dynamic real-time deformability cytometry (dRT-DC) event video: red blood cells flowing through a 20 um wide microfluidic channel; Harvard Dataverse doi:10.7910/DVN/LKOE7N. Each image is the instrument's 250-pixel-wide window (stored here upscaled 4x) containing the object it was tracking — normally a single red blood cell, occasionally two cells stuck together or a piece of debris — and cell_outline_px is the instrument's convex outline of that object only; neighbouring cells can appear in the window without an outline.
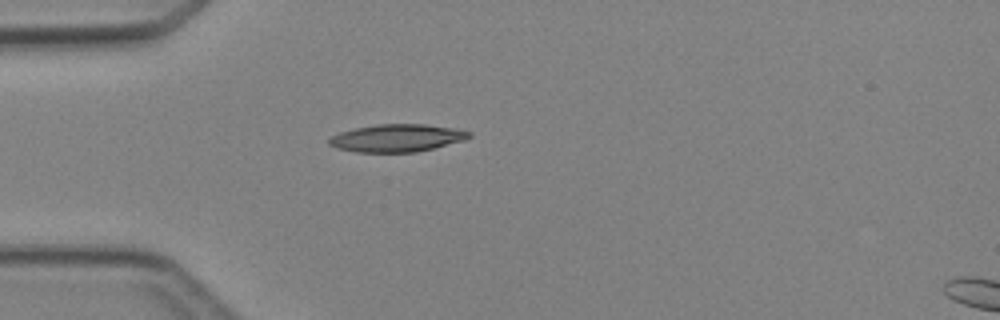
{"species": "Egyptian fruit bat (a non-hibernating species)", "species_latin": "Rousettus aegyptiacus", "temperature_condition": "cold", "stored_images_in_passage": 1, "camera_frame_rate_fps": 3000, "um_per_image_px": 0.085, "animal": {"sex": "female"}, "frame": {"image": 1, "passage_image": 1, "time_ms": 0.0, "image_size_px": [1000, 320], "cell_outline_px": [[472, 136], [464, 140], [416, 152], [356, 152], [336, 148], [328, 144], [328, 140], [332, 136], [340, 132], [356, 128], [376, 124], [424, 124], [452, 128], [472, 132]], "centroid_in_image_um": [33.72, 11.73], "position_along_channel_um": 51.3, "area_um2": 22.37}}